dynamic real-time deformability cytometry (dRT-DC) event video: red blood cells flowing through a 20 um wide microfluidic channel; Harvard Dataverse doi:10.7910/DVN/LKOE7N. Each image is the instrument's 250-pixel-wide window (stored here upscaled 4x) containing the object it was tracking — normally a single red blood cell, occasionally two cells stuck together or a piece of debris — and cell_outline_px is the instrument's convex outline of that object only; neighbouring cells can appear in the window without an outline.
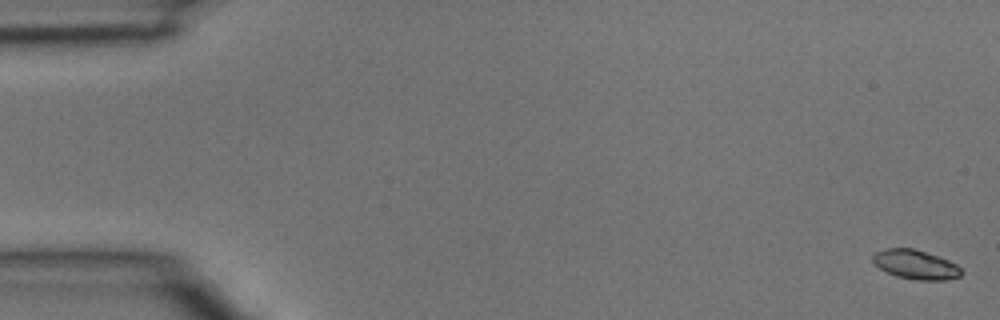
{"species": "common noctule bat (a hibernating species)", "species_latin": "Nyctalus noctula", "temperature_condition": "room temperature", "stored_images_in_passage": 5, "camera_frame_rate_fps": 3000, "um_per_image_px": 0.085, "animal": {"sex": "male", "body_mass_g": 15.6}, "frame": {"image": 1, "passage_image": 1, "time_ms": 0.0, "image_size_px": [1000, 320], "cell_outline_px": [[964, 272], [960, 276], [944, 280], [920, 280], [896, 276], [880, 268], [872, 260], [872, 256], [876, 252], [888, 248], [912, 248], [948, 260], [956, 264]], "centroid_in_image_um": [77.84, 22.49], "position_along_channel_um": 7.2, "area_um2": 14.8}}
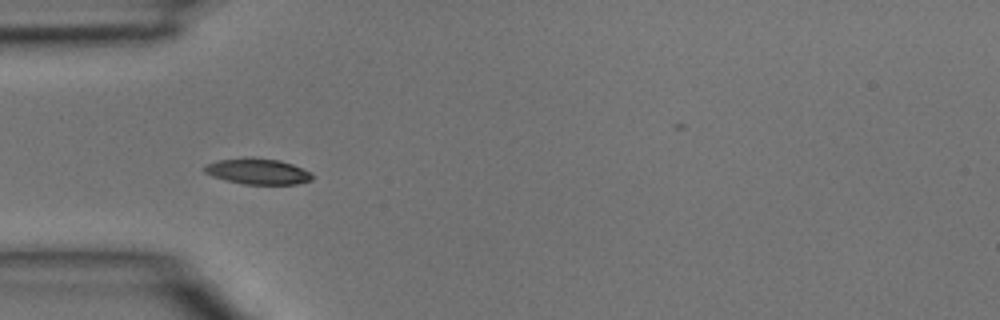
{"frame": {"image": 2, "passage_image": 4, "time_ms": 1.0, "image_size_px": [1000, 320], "cell_outline_px": [[312, 180], [296, 184], [244, 184], [224, 180], [212, 176], [204, 172], [204, 164], [216, 160], [248, 156], [252, 156], [280, 160], [292, 164], [308, 172], [312, 176]], "centroid_in_image_um": [21.83, 14.54], "position_along_channel_um": 63.2, "area_um2": 16.42}}